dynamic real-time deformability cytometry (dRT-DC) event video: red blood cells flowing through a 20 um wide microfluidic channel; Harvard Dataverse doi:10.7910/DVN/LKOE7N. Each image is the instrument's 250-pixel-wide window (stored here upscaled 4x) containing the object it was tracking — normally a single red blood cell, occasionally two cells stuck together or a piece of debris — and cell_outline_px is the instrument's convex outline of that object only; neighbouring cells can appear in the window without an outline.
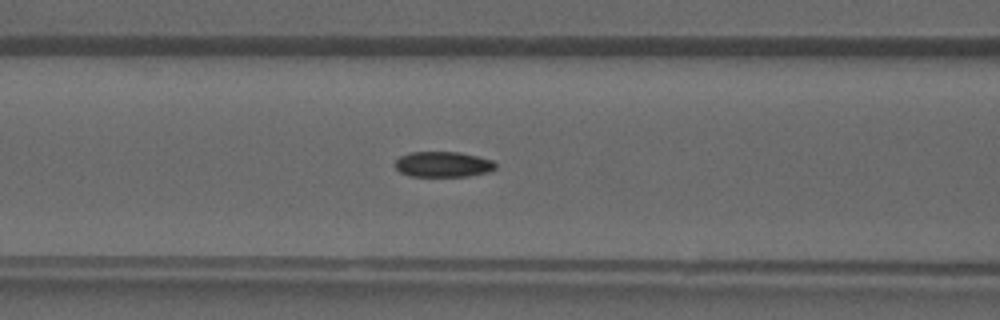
{"species": "common noctule bat (a hibernating species)", "species_latin": "Nyctalus noctula", "temperature_condition": "warm", "stored_images_in_passage": 31, "camera_frame_rate_fps": 3000, "um_per_image_px": 0.085, "animal": {"sex": "male", "forearm_length_mm": 52.5}, "frame": {"image": 1, "passage_image": 8, "time_ms": 2.333, "image_size_px": [1000, 320], "cell_outline_px": [[496, 168], [488, 172], [468, 176], [408, 176], [400, 172], [396, 168], [396, 160], [400, 156], [408, 152], [460, 152], [492, 160], [496, 164]], "centroid_in_image_um": [37.65, 13.97], "position_along_channel_um": 129.0, "area_um2": 14.91}}
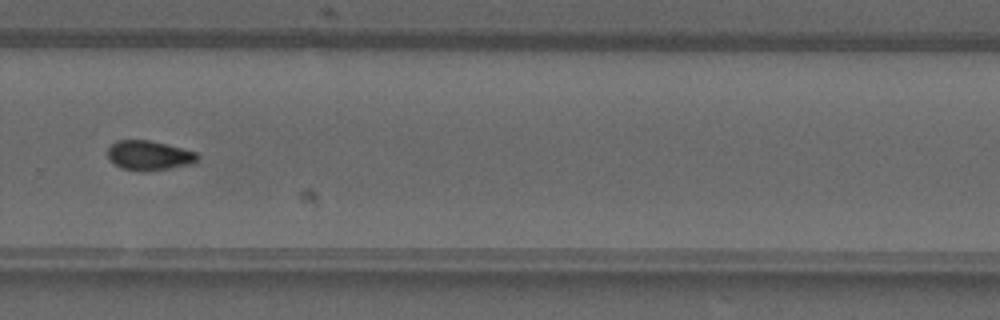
{"frame": {"image": 2, "passage_image": 19, "time_ms": 6.0, "image_size_px": [1000, 320], "cell_outline_px": [[200, 160], [196, 164], [168, 168], [120, 168], [108, 160], [108, 148], [116, 140], [148, 140], [196, 152], [200, 156]], "centroid_in_image_um": [12.7, 13.18], "position_along_channel_um": 317.1, "area_um2": 14.97}}
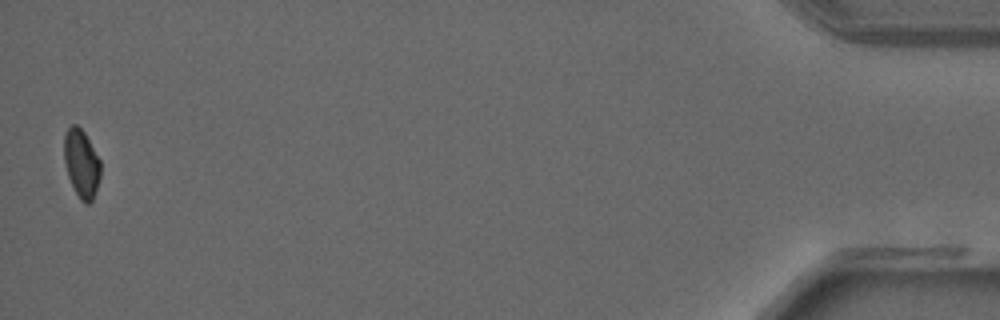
{"frame": {"image": 3, "passage_image": 31, "time_ms": 10.0, "image_size_px": [1000, 320], "cell_outline_px": [[100, 176], [92, 200], [88, 204], [84, 204], [80, 200], [68, 176], [64, 160], [64, 136], [68, 128], [72, 124], [76, 124], [84, 132], [100, 160]], "centroid_in_image_um": [6.91, 13.89], "position_along_channel_um": 428.3, "area_um2": 14.28}}